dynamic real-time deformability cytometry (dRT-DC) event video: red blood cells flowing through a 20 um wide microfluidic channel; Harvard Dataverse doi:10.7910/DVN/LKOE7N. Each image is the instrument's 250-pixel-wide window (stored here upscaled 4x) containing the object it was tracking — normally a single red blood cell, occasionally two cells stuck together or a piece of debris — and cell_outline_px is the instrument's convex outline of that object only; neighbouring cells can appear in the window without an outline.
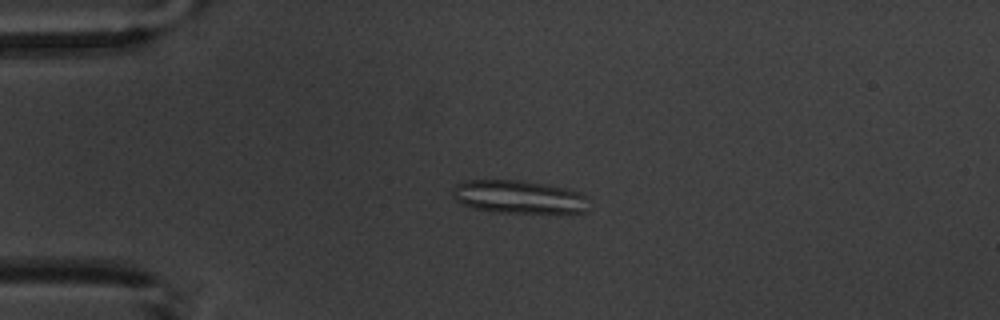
{"species": "common noctule bat (a hibernating species)", "species_latin": "Nyctalus noctula", "temperature_condition": "warm", "stored_images_in_passage": 5, "camera_frame_rate_fps": 3000, "um_per_image_px": 0.085, "animal": {"sex": "male", "body_mass_g": 20.1, "forearm_length_mm": 53.5}, "frame": {"image": 1, "passage_image": 3, "time_ms": 2.333, "image_size_px": [1000, 320], "cell_outline_px": [[588, 212], [496, 212], [476, 208], [464, 204], [456, 200], [452, 196], [452, 188], [456, 184], [464, 180], [520, 180], [544, 184], [564, 188], [580, 192], [588, 196]], "centroid_in_image_um": [44.1, 16.72], "position_along_channel_um": 40.9, "area_um2": 26.18}}
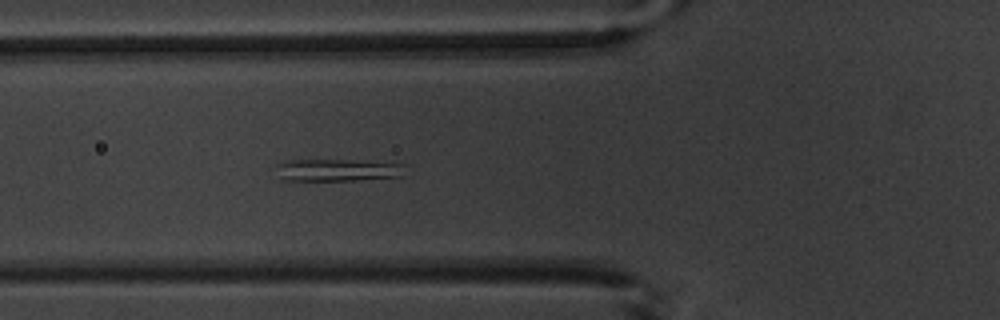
{"frame": {"image": 2, "passage_image": 5, "time_ms": 4.667, "image_size_px": [1000, 320], "cell_outline_px": [[404, 164], [400, 176], [356, 180], [284, 180], [276, 164], [288, 160], [348, 160]], "centroid_in_image_um": [28.66, 14.45], "position_along_channel_um": 97.1, "area_um2": 16.13}}